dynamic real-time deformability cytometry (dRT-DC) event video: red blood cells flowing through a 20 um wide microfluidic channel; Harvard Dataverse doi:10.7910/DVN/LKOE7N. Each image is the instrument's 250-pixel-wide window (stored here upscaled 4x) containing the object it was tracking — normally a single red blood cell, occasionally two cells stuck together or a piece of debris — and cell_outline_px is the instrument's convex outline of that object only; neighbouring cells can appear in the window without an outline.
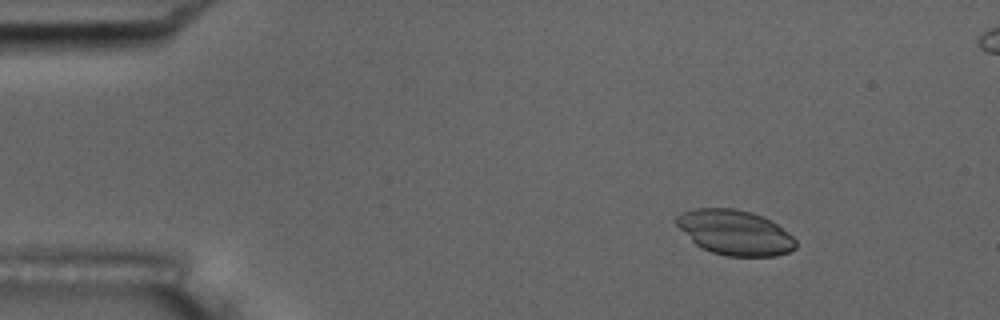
{"species": "common noctule bat (a hibernating species)", "species_latin": "Nyctalus noctula", "temperature_condition": "room temperature", "stored_images_in_passage": 6, "camera_frame_rate_fps": 3000, "um_per_image_px": 0.085, "animal": {"sex": "male", "body_mass_g": 17.5, "forearm_length_mm": 52.3}, "frame": {"image": 1, "passage_image": 3, "time_ms": 2.333, "image_size_px": [1000, 320], "cell_outline_px": [[796, 248], [788, 252], [776, 256], [728, 256], [712, 252], [696, 244], [672, 220], [680, 212], [696, 208], [736, 208], [752, 212], [772, 220], [792, 236], [796, 240]], "centroid_in_image_um": [62.46, 19.74], "position_along_channel_um": 22.5, "area_um2": 31.33}}